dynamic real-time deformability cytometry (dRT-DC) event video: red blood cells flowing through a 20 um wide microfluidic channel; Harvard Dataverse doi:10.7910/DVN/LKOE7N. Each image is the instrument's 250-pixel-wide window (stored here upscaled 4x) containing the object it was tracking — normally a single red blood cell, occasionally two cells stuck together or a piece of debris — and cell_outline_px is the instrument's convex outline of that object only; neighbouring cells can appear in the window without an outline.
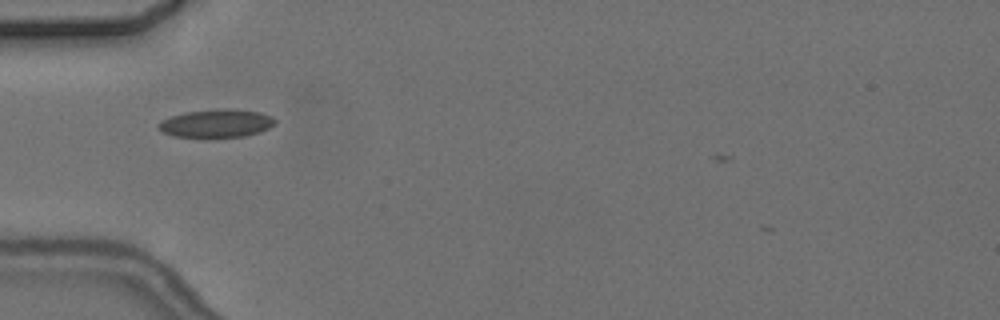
{"species": "common noctule bat (a hibernating species)", "species_latin": "Nyctalus noctula", "temperature_condition": "cold", "stored_images_in_passage": 8, "camera_frame_rate_fps": 3000, "um_per_image_px": 0.085, "animal": {"sex": "female", "body_mass_g": 24.6, "forearm_length_mm": 56.2}, "frame": {"image": 1, "passage_image": 2, "time_ms": 1.0, "image_size_px": [1000, 320], "cell_outline_px": [[276, 124], [260, 132], [244, 136], [212, 140], [208, 140], [172, 136], [164, 132], [156, 124], [160, 120], [184, 112], [220, 108], [228, 108], [260, 112], [272, 116], [276, 120]], "centroid_in_image_um": [18.38, 10.52], "position_along_channel_um": 66.6, "area_um2": 20.06}}
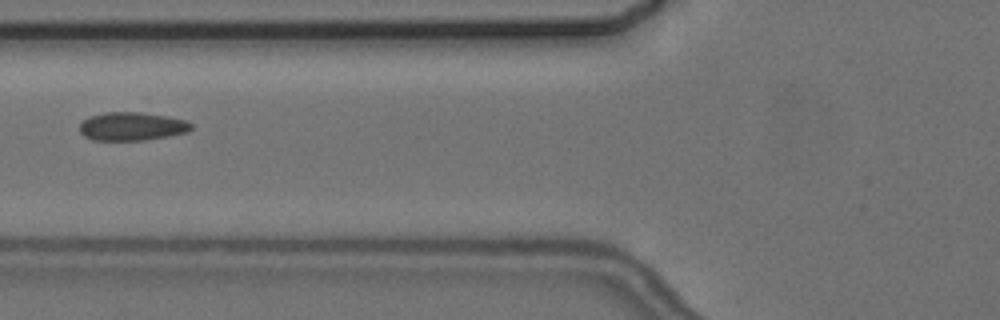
{"frame": {"image": 2, "passage_image": 3, "time_ms": 2.333, "image_size_px": [1000, 320], "cell_outline_px": [[192, 128], [188, 132], [168, 136], [144, 140], [92, 140], [84, 136], [80, 132], [80, 124], [88, 116], [104, 112], [140, 112], [168, 116], [184, 120], [192, 124]], "centroid_in_image_um": [11.19, 10.74], "position_along_channel_um": 114.6, "area_um2": 18.5}}
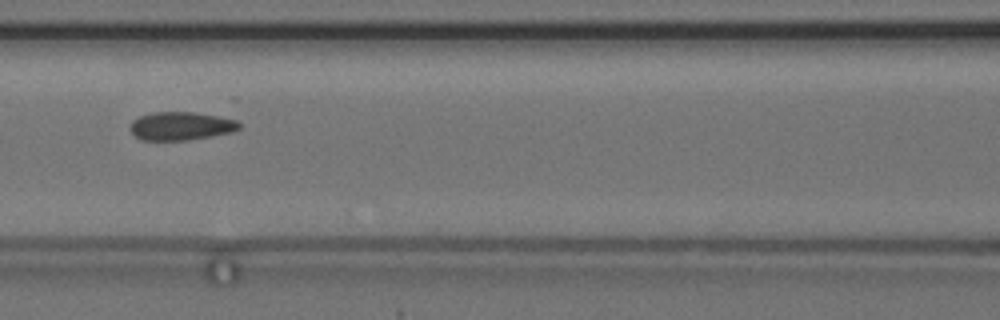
{"frame": {"image": 3, "passage_image": 4, "time_ms": 3.333, "image_size_px": [1000, 320], "cell_outline_px": [[240, 128], [232, 132], [212, 136], [188, 140], [140, 140], [132, 132], [132, 120], [140, 116], [152, 112], [196, 112], [236, 120], [240, 124]], "centroid_in_image_um": [15.39, 10.71], "position_along_channel_um": 151.2, "area_um2": 17.86}}